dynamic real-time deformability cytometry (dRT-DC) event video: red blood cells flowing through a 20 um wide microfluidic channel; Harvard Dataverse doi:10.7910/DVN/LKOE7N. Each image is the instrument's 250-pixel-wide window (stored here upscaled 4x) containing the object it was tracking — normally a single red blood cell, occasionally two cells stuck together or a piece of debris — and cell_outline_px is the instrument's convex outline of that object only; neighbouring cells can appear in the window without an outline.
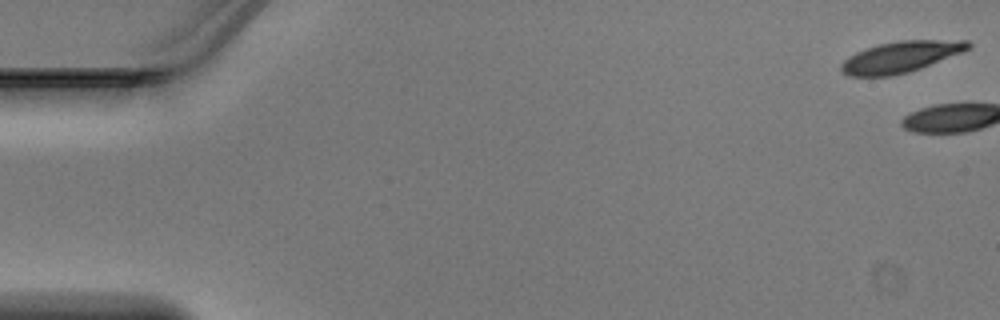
{"species": "Egyptian fruit bat (a non-hibernating species)", "species_latin": "Rousettus aegyptiacus", "temperature_condition": "warm", "stored_images_in_passage": 3, "camera_frame_rate_fps": 3000, "um_per_image_px": 0.085, "animal": {"sex": "male"}, "frame": {"image": 1, "passage_image": 1, "time_ms": 0.0, "image_size_px": [1000, 320], "cell_outline_px": [[972, 44], [968, 48], [960, 52], [920, 68], [908, 72], [892, 76], [848, 76], [840, 72], [840, 64], [848, 56], [856, 52], [880, 44], [900, 40], [968, 40]], "centroid_in_image_um": [76.49, 4.84], "position_along_channel_um": 8.5, "area_um2": 22.77}}